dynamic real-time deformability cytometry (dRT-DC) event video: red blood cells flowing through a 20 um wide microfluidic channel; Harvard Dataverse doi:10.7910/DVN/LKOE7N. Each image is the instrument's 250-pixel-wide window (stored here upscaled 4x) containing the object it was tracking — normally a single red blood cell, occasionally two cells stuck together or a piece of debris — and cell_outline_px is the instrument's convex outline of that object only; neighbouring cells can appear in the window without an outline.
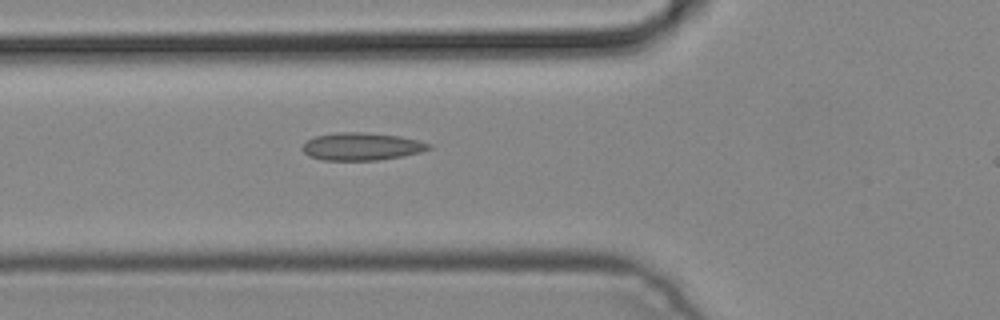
{"species": "common noctule bat (a hibernating species)", "species_latin": "Nyctalus noctula", "temperature_condition": "cold", "stored_images_in_passage": 6, "camera_frame_rate_fps": 3000, "um_per_image_px": 0.085, "animal": {"sex": "male", "body_mass_g": 19.2, "forearm_length_mm": 51.8}, "frame": {"image": 1, "passage_image": 5, "time_ms": 1.333, "image_size_px": [1000, 320], "cell_outline_px": [[432, 148], [420, 152], [380, 160], [324, 160], [308, 156], [300, 148], [308, 140], [316, 136], [336, 132], [364, 132], [400, 136], [432, 144]], "centroid_in_image_um": [30.72, 12.45], "position_along_channel_um": 95.1, "area_um2": 20.29}}